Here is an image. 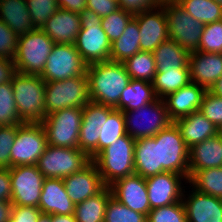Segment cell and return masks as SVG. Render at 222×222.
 <instances>
[{
	"label": "cell",
	"instance_id": "cell-1",
	"mask_svg": "<svg viewBox=\"0 0 222 222\" xmlns=\"http://www.w3.org/2000/svg\"><path fill=\"white\" fill-rule=\"evenodd\" d=\"M90 101L115 107L131 78L122 62L104 61L87 66Z\"/></svg>",
	"mask_w": 222,
	"mask_h": 222
},
{
	"label": "cell",
	"instance_id": "cell-2",
	"mask_svg": "<svg viewBox=\"0 0 222 222\" xmlns=\"http://www.w3.org/2000/svg\"><path fill=\"white\" fill-rule=\"evenodd\" d=\"M11 84L19 118L23 123H42L46 117L45 81L40 75L16 72Z\"/></svg>",
	"mask_w": 222,
	"mask_h": 222
},
{
	"label": "cell",
	"instance_id": "cell-3",
	"mask_svg": "<svg viewBox=\"0 0 222 222\" xmlns=\"http://www.w3.org/2000/svg\"><path fill=\"white\" fill-rule=\"evenodd\" d=\"M135 140L128 134L104 148L92 161L96 164L105 186L135 173Z\"/></svg>",
	"mask_w": 222,
	"mask_h": 222
},
{
	"label": "cell",
	"instance_id": "cell-4",
	"mask_svg": "<svg viewBox=\"0 0 222 222\" xmlns=\"http://www.w3.org/2000/svg\"><path fill=\"white\" fill-rule=\"evenodd\" d=\"M81 29L75 47L87 65L110 60L111 42L101 27L102 17L85 8L79 13Z\"/></svg>",
	"mask_w": 222,
	"mask_h": 222
},
{
	"label": "cell",
	"instance_id": "cell-5",
	"mask_svg": "<svg viewBox=\"0 0 222 222\" xmlns=\"http://www.w3.org/2000/svg\"><path fill=\"white\" fill-rule=\"evenodd\" d=\"M54 44L41 28H35L19 36L17 52L13 58L16 72L41 75Z\"/></svg>",
	"mask_w": 222,
	"mask_h": 222
},
{
	"label": "cell",
	"instance_id": "cell-6",
	"mask_svg": "<svg viewBox=\"0 0 222 222\" xmlns=\"http://www.w3.org/2000/svg\"><path fill=\"white\" fill-rule=\"evenodd\" d=\"M89 102L86 73L62 81H45L46 115L69 107L84 108Z\"/></svg>",
	"mask_w": 222,
	"mask_h": 222
},
{
	"label": "cell",
	"instance_id": "cell-7",
	"mask_svg": "<svg viewBox=\"0 0 222 222\" xmlns=\"http://www.w3.org/2000/svg\"><path fill=\"white\" fill-rule=\"evenodd\" d=\"M81 107H69L46 115L41 123L47 144L64 148H79V133L82 123Z\"/></svg>",
	"mask_w": 222,
	"mask_h": 222
},
{
	"label": "cell",
	"instance_id": "cell-8",
	"mask_svg": "<svg viewBox=\"0 0 222 222\" xmlns=\"http://www.w3.org/2000/svg\"><path fill=\"white\" fill-rule=\"evenodd\" d=\"M126 134L134 140L154 137L172 121L169 119L163 99H157L136 110L122 111Z\"/></svg>",
	"mask_w": 222,
	"mask_h": 222
},
{
	"label": "cell",
	"instance_id": "cell-9",
	"mask_svg": "<svg viewBox=\"0 0 222 222\" xmlns=\"http://www.w3.org/2000/svg\"><path fill=\"white\" fill-rule=\"evenodd\" d=\"M91 161V158L79 148L47 145L36 166L44 178L64 179L81 171Z\"/></svg>",
	"mask_w": 222,
	"mask_h": 222
},
{
	"label": "cell",
	"instance_id": "cell-10",
	"mask_svg": "<svg viewBox=\"0 0 222 222\" xmlns=\"http://www.w3.org/2000/svg\"><path fill=\"white\" fill-rule=\"evenodd\" d=\"M159 166L165 172H173L189 179V148L174 122L156 135Z\"/></svg>",
	"mask_w": 222,
	"mask_h": 222
},
{
	"label": "cell",
	"instance_id": "cell-11",
	"mask_svg": "<svg viewBox=\"0 0 222 222\" xmlns=\"http://www.w3.org/2000/svg\"><path fill=\"white\" fill-rule=\"evenodd\" d=\"M161 5L167 18L169 38L189 53L198 51L204 24L188 14L177 2Z\"/></svg>",
	"mask_w": 222,
	"mask_h": 222
},
{
	"label": "cell",
	"instance_id": "cell-12",
	"mask_svg": "<svg viewBox=\"0 0 222 222\" xmlns=\"http://www.w3.org/2000/svg\"><path fill=\"white\" fill-rule=\"evenodd\" d=\"M47 145L46 133L41 123H22L17 128L11 148V167L36 165Z\"/></svg>",
	"mask_w": 222,
	"mask_h": 222
},
{
	"label": "cell",
	"instance_id": "cell-13",
	"mask_svg": "<svg viewBox=\"0 0 222 222\" xmlns=\"http://www.w3.org/2000/svg\"><path fill=\"white\" fill-rule=\"evenodd\" d=\"M87 66L74 44L55 43L40 76L44 81H62L84 75Z\"/></svg>",
	"mask_w": 222,
	"mask_h": 222
},
{
	"label": "cell",
	"instance_id": "cell-14",
	"mask_svg": "<svg viewBox=\"0 0 222 222\" xmlns=\"http://www.w3.org/2000/svg\"><path fill=\"white\" fill-rule=\"evenodd\" d=\"M13 205L38 207L44 175L36 165H19L9 169Z\"/></svg>",
	"mask_w": 222,
	"mask_h": 222
},
{
	"label": "cell",
	"instance_id": "cell-15",
	"mask_svg": "<svg viewBox=\"0 0 222 222\" xmlns=\"http://www.w3.org/2000/svg\"><path fill=\"white\" fill-rule=\"evenodd\" d=\"M151 210L182 201L188 180L180 174L163 172L145 178Z\"/></svg>",
	"mask_w": 222,
	"mask_h": 222
},
{
	"label": "cell",
	"instance_id": "cell-16",
	"mask_svg": "<svg viewBox=\"0 0 222 222\" xmlns=\"http://www.w3.org/2000/svg\"><path fill=\"white\" fill-rule=\"evenodd\" d=\"M133 18L139 26L141 51L153 52L162 42L170 39L162 5L136 13Z\"/></svg>",
	"mask_w": 222,
	"mask_h": 222
},
{
	"label": "cell",
	"instance_id": "cell-17",
	"mask_svg": "<svg viewBox=\"0 0 222 222\" xmlns=\"http://www.w3.org/2000/svg\"><path fill=\"white\" fill-rule=\"evenodd\" d=\"M112 197L133 211L148 216L151 211L146 180L138 174H132L115 181L109 186Z\"/></svg>",
	"mask_w": 222,
	"mask_h": 222
},
{
	"label": "cell",
	"instance_id": "cell-18",
	"mask_svg": "<svg viewBox=\"0 0 222 222\" xmlns=\"http://www.w3.org/2000/svg\"><path fill=\"white\" fill-rule=\"evenodd\" d=\"M182 202L187 222H222V199L199 192L190 185L189 191H183Z\"/></svg>",
	"mask_w": 222,
	"mask_h": 222
},
{
	"label": "cell",
	"instance_id": "cell-19",
	"mask_svg": "<svg viewBox=\"0 0 222 222\" xmlns=\"http://www.w3.org/2000/svg\"><path fill=\"white\" fill-rule=\"evenodd\" d=\"M63 182L67 195L74 205L98 194L105 187L98 168L93 161L81 171L65 177Z\"/></svg>",
	"mask_w": 222,
	"mask_h": 222
},
{
	"label": "cell",
	"instance_id": "cell-20",
	"mask_svg": "<svg viewBox=\"0 0 222 222\" xmlns=\"http://www.w3.org/2000/svg\"><path fill=\"white\" fill-rule=\"evenodd\" d=\"M188 66L190 81L210 90L222 76V53L192 52Z\"/></svg>",
	"mask_w": 222,
	"mask_h": 222
},
{
	"label": "cell",
	"instance_id": "cell-21",
	"mask_svg": "<svg viewBox=\"0 0 222 222\" xmlns=\"http://www.w3.org/2000/svg\"><path fill=\"white\" fill-rule=\"evenodd\" d=\"M206 91L203 86L190 82L187 86L181 87L163 98L169 119L174 122L198 111Z\"/></svg>",
	"mask_w": 222,
	"mask_h": 222
},
{
	"label": "cell",
	"instance_id": "cell-22",
	"mask_svg": "<svg viewBox=\"0 0 222 222\" xmlns=\"http://www.w3.org/2000/svg\"><path fill=\"white\" fill-rule=\"evenodd\" d=\"M38 208L42 214H74L75 205L67 195L63 179L44 178Z\"/></svg>",
	"mask_w": 222,
	"mask_h": 222
},
{
	"label": "cell",
	"instance_id": "cell-23",
	"mask_svg": "<svg viewBox=\"0 0 222 222\" xmlns=\"http://www.w3.org/2000/svg\"><path fill=\"white\" fill-rule=\"evenodd\" d=\"M57 44H75L81 29L80 15L59 8L41 27Z\"/></svg>",
	"mask_w": 222,
	"mask_h": 222
},
{
	"label": "cell",
	"instance_id": "cell-24",
	"mask_svg": "<svg viewBox=\"0 0 222 222\" xmlns=\"http://www.w3.org/2000/svg\"><path fill=\"white\" fill-rule=\"evenodd\" d=\"M222 167V132L189 148V178L198 170Z\"/></svg>",
	"mask_w": 222,
	"mask_h": 222
},
{
	"label": "cell",
	"instance_id": "cell-25",
	"mask_svg": "<svg viewBox=\"0 0 222 222\" xmlns=\"http://www.w3.org/2000/svg\"><path fill=\"white\" fill-rule=\"evenodd\" d=\"M188 148L221 131L199 110L174 121Z\"/></svg>",
	"mask_w": 222,
	"mask_h": 222
},
{
	"label": "cell",
	"instance_id": "cell-26",
	"mask_svg": "<svg viewBox=\"0 0 222 222\" xmlns=\"http://www.w3.org/2000/svg\"><path fill=\"white\" fill-rule=\"evenodd\" d=\"M134 153L135 174L147 178L165 172L159 166L156 135L154 137L136 139Z\"/></svg>",
	"mask_w": 222,
	"mask_h": 222
},
{
	"label": "cell",
	"instance_id": "cell-27",
	"mask_svg": "<svg viewBox=\"0 0 222 222\" xmlns=\"http://www.w3.org/2000/svg\"><path fill=\"white\" fill-rule=\"evenodd\" d=\"M0 20L18 37L35 29L26 0H0Z\"/></svg>",
	"mask_w": 222,
	"mask_h": 222
},
{
	"label": "cell",
	"instance_id": "cell-28",
	"mask_svg": "<svg viewBox=\"0 0 222 222\" xmlns=\"http://www.w3.org/2000/svg\"><path fill=\"white\" fill-rule=\"evenodd\" d=\"M157 99L151 82L131 79L114 108L120 111L136 110Z\"/></svg>",
	"mask_w": 222,
	"mask_h": 222
},
{
	"label": "cell",
	"instance_id": "cell-29",
	"mask_svg": "<svg viewBox=\"0 0 222 222\" xmlns=\"http://www.w3.org/2000/svg\"><path fill=\"white\" fill-rule=\"evenodd\" d=\"M152 53L157 71L189 68L190 53L171 39L162 42Z\"/></svg>",
	"mask_w": 222,
	"mask_h": 222
},
{
	"label": "cell",
	"instance_id": "cell-30",
	"mask_svg": "<svg viewBox=\"0 0 222 222\" xmlns=\"http://www.w3.org/2000/svg\"><path fill=\"white\" fill-rule=\"evenodd\" d=\"M139 51H141L139 26L132 18L119 39L111 43L110 60L123 63Z\"/></svg>",
	"mask_w": 222,
	"mask_h": 222
},
{
	"label": "cell",
	"instance_id": "cell-31",
	"mask_svg": "<svg viewBox=\"0 0 222 222\" xmlns=\"http://www.w3.org/2000/svg\"><path fill=\"white\" fill-rule=\"evenodd\" d=\"M112 193L105 186L98 194L75 205L74 216L77 222H104L106 206Z\"/></svg>",
	"mask_w": 222,
	"mask_h": 222
},
{
	"label": "cell",
	"instance_id": "cell-32",
	"mask_svg": "<svg viewBox=\"0 0 222 222\" xmlns=\"http://www.w3.org/2000/svg\"><path fill=\"white\" fill-rule=\"evenodd\" d=\"M189 68L157 71L152 82L157 98L163 99L190 83Z\"/></svg>",
	"mask_w": 222,
	"mask_h": 222
},
{
	"label": "cell",
	"instance_id": "cell-33",
	"mask_svg": "<svg viewBox=\"0 0 222 222\" xmlns=\"http://www.w3.org/2000/svg\"><path fill=\"white\" fill-rule=\"evenodd\" d=\"M123 64L131 79L153 82L157 67L152 52L139 51Z\"/></svg>",
	"mask_w": 222,
	"mask_h": 222
},
{
	"label": "cell",
	"instance_id": "cell-34",
	"mask_svg": "<svg viewBox=\"0 0 222 222\" xmlns=\"http://www.w3.org/2000/svg\"><path fill=\"white\" fill-rule=\"evenodd\" d=\"M188 183L199 192L222 199V167L198 170Z\"/></svg>",
	"mask_w": 222,
	"mask_h": 222
},
{
	"label": "cell",
	"instance_id": "cell-35",
	"mask_svg": "<svg viewBox=\"0 0 222 222\" xmlns=\"http://www.w3.org/2000/svg\"><path fill=\"white\" fill-rule=\"evenodd\" d=\"M177 3L203 24L222 20V6L214 0H178Z\"/></svg>",
	"mask_w": 222,
	"mask_h": 222
},
{
	"label": "cell",
	"instance_id": "cell-36",
	"mask_svg": "<svg viewBox=\"0 0 222 222\" xmlns=\"http://www.w3.org/2000/svg\"><path fill=\"white\" fill-rule=\"evenodd\" d=\"M99 136V153L118 140L119 137L126 135L125 119L123 112L114 110L104 121Z\"/></svg>",
	"mask_w": 222,
	"mask_h": 222
},
{
	"label": "cell",
	"instance_id": "cell-37",
	"mask_svg": "<svg viewBox=\"0 0 222 222\" xmlns=\"http://www.w3.org/2000/svg\"><path fill=\"white\" fill-rule=\"evenodd\" d=\"M11 81L0 84V127L22 124Z\"/></svg>",
	"mask_w": 222,
	"mask_h": 222
},
{
	"label": "cell",
	"instance_id": "cell-38",
	"mask_svg": "<svg viewBox=\"0 0 222 222\" xmlns=\"http://www.w3.org/2000/svg\"><path fill=\"white\" fill-rule=\"evenodd\" d=\"M133 17L134 14L125 11L122 8L102 17L101 27L105 31L111 43L119 39L127 24Z\"/></svg>",
	"mask_w": 222,
	"mask_h": 222
},
{
	"label": "cell",
	"instance_id": "cell-39",
	"mask_svg": "<svg viewBox=\"0 0 222 222\" xmlns=\"http://www.w3.org/2000/svg\"><path fill=\"white\" fill-rule=\"evenodd\" d=\"M104 222H147V216L111 197L106 206Z\"/></svg>",
	"mask_w": 222,
	"mask_h": 222
},
{
	"label": "cell",
	"instance_id": "cell-40",
	"mask_svg": "<svg viewBox=\"0 0 222 222\" xmlns=\"http://www.w3.org/2000/svg\"><path fill=\"white\" fill-rule=\"evenodd\" d=\"M198 51L222 53V20L204 24Z\"/></svg>",
	"mask_w": 222,
	"mask_h": 222
},
{
	"label": "cell",
	"instance_id": "cell-41",
	"mask_svg": "<svg viewBox=\"0 0 222 222\" xmlns=\"http://www.w3.org/2000/svg\"><path fill=\"white\" fill-rule=\"evenodd\" d=\"M35 28H41L59 9L57 0H26Z\"/></svg>",
	"mask_w": 222,
	"mask_h": 222
},
{
	"label": "cell",
	"instance_id": "cell-42",
	"mask_svg": "<svg viewBox=\"0 0 222 222\" xmlns=\"http://www.w3.org/2000/svg\"><path fill=\"white\" fill-rule=\"evenodd\" d=\"M147 222H187L183 202L152 209L147 216Z\"/></svg>",
	"mask_w": 222,
	"mask_h": 222
},
{
	"label": "cell",
	"instance_id": "cell-43",
	"mask_svg": "<svg viewBox=\"0 0 222 222\" xmlns=\"http://www.w3.org/2000/svg\"><path fill=\"white\" fill-rule=\"evenodd\" d=\"M199 111L222 131V97L207 90L203 95Z\"/></svg>",
	"mask_w": 222,
	"mask_h": 222
},
{
	"label": "cell",
	"instance_id": "cell-44",
	"mask_svg": "<svg viewBox=\"0 0 222 222\" xmlns=\"http://www.w3.org/2000/svg\"><path fill=\"white\" fill-rule=\"evenodd\" d=\"M115 110L114 107L89 102L83 108L82 123L80 126H93L96 128L102 127L104 121H107L108 116Z\"/></svg>",
	"mask_w": 222,
	"mask_h": 222
},
{
	"label": "cell",
	"instance_id": "cell-45",
	"mask_svg": "<svg viewBox=\"0 0 222 222\" xmlns=\"http://www.w3.org/2000/svg\"><path fill=\"white\" fill-rule=\"evenodd\" d=\"M101 127L80 126L79 149L85 152L91 160L99 154V136Z\"/></svg>",
	"mask_w": 222,
	"mask_h": 222
},
{
	"label": "cell",
	"instance_id": "cell-46",
	"mask_svg": "<svg viewBox=\"0 0 222 222\" xmlns=\"http://www.w3.org/2000/svg\"><path fill=\"white\" fill-rule=\"evenodd\" d=\"M20 125L0 127V169L11 168V148Z\"/></svg>",
	"mask_w": 222,
	"mask_h": 222
},
{
	"label": "cell",
	"instance_id": "cell-47",
	"mask_svg": "<svg viewBox=\"0 0 222 222\" xmlns=\"http://www.w3.org/2000/svg\"><path fill=\"white\" fill-rule=\"evenodd\" d=\"M18 36L0 20V57L12 59L17 52Z\"/></svg>",
	"mask_w": 222,
	"mask_h": 222
},
{
	"label": "cell",
	"instance_id": "cell-48",
	"mask_svg": "<svg viewBox=\"0 0 222 222\" xmlns=\"http://www.w3.org/2000/svg\"><path fill=\"white\" fill-rule=\"evenodd\" d=\"M42 211L38 207L13 205L8 222H38Z\"/></svg>",
	"mask_w": 222,
	"mask_h": 222
},
{
	"label": "cell",
	"instance_id": "cell-49",
	"mask_svg": "<svg viewBox=\"0 0 222 222\" xmlns=\"http://www.w3.org/2000/svg\"><path fill=\"white\" fill-rule=\"evenodd\" d=\"M86 8L98 16L105 17L119 9L118 0H86Z\"/></svg>",
	"mask_w": 222,
	"mask_h": 222
},
{
	"label": "cell",
	"instance_id": "cell-50",
	"mask_svg": "<svg viewBox=\"0 0 222 222\" xmlns=\"http://www.w3.org/2000/svg\"><path fill=\"white\" fill-rule=\"evenodd\" d=\"M119 8L132 14L140 13L161 5L157 0H118Z\"/></svg>",
	"mask_w": 222,
	"mask_h": 222
},
{
	"label": "cell",
	"instance_id": "cell-51",
	"mask_svg": "<svg viewBox=\"0 0 222 222\" xmlns=\"http://www.w3.org/2000/svg\"><path fill=\"white\" fill-rule=\"evenodd\" d=\"M11 176L9 169H0V201H11Z\"/></svg>",
	"mask_w": 222,
	"mask_h": 222
},
{
	"label": "cell",
	"instance_id": "cell-52",
	"mask_svg": "<svg viewBox=\"0 0 222 222\" xmlns=\"http://www.w3.org/2000/svg\"><path fill=\"white\" fill-rule=\"evenodd\" d=\"M15 73L13 60L0 57V84L11 81Z\"/></svg>",
	"mask_w": 222,
	"mask_h": 222
},
{
	"label": "cell",
	"instance_id": "cell-53",
	"mask_svg": "<svg viewBox=\"0 0 222 222\" xmlns=\"http://www.w3.org/2000/svg\"><path fill=\"white\" fill-rule=\"evenodd\" d=\"M58 6L74 13H80L86 8V0H57Z\"/></svg>",
	"mask_w": 222,
	"mask_h": 222
},
{
	"label": "cell",
	"instance_id": "cell-54",
	"mask_svg": "<svg viewBox=\"0 0 222 222\" xmlns=\"http://www.w3.org/2000/svg\"><path fill=\"white\" fill-rule=\"evenodd\" d=\"M13 204L11 201H0V222H8L11 217Z\"/></svg>",
	"mask_w": 222,
	"mask_h": 222
},
{
	"label": "cell",
	"instance_id": "cell-55",
	"mask_svg": "<svg viewBox=\"0 0 222 222\" xmlns=\"http://www.w3.org/2000/svg\"><path fill=\"white\" fill-rule=\"evenodd\" d=\"M52 222H77L74 214L70 215H52Z\"/></svg>",
	"mask_w": 222,
	"mask_h": 222
},
{
	"label": "cell",
	"instance_id": "cell-56",
	"mask_svg": "<svg viewBox=\"0 0 222 222\" xmlns=\"http://www.w3.org/2000/svg\"><path fill=\"white\" fill-rule=\"evenodd\" d=\"M210 91L215 95L222 97V76L217 80L213 87H211Z\"/></svg>",
	"mask_w": 222,
	"mask_h": 222
},
{
	"label": "cell",
	"instance_id": "cell-57",
	"mask_svg": "<svg viewBox=\"0 0 222 222\" xmlns=\"http://www.w3.org/2000/svg\"><path fill=\"white\" fill-rule=\"evenodd\" d=\"M38 222H52V215L49 214H41Z\"/></svg>",
	"mask_w": 222,
	"mask_h": 222
},
{
	"label": "cell",
	"instance_id": "cell-58",
	"mask_svg": "<svg viewBox=\"0 0 222 222\" xmlns=\"http://www.w3.org/2000/svg\"><path fill=\"white\" fill-rule=\"evenodd\" d=\"M160 4L177 2L178 0H157Z\"/></svg>",
	"mask_w": 222,
	"mask_h": 222
},
{
	"label": "cell",
	"instance_id": "cell-59",
	"mask_svg": "<svg viewBox=\"0 0 222 222\" xmlns=\"http://www.w3.org/2000/svg\"><path fill=\"white\" fill-rule=\"evenodd\" d=\"M216 3H218L220 6H222V0H214Z\"/></svg>",
	"mask_w": 222,
	"mask_h": 222
}]
</instances>
